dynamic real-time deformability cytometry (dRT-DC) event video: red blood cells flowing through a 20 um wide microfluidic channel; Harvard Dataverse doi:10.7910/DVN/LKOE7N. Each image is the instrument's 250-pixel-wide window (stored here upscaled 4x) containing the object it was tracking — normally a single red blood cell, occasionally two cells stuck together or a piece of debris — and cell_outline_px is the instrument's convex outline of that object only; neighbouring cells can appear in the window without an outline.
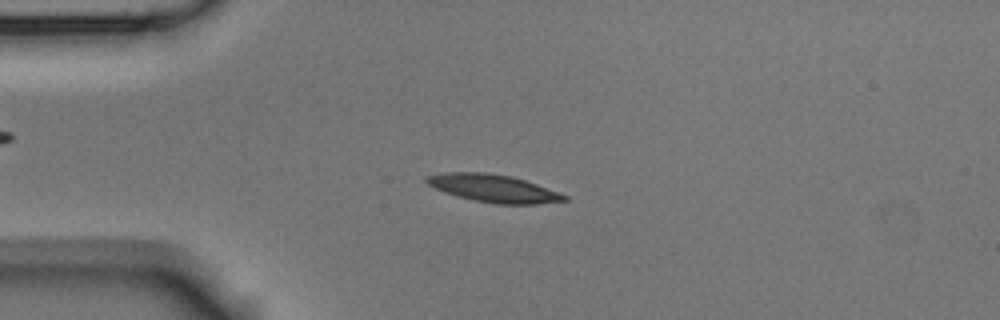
{"species": "Egyptian fruit bat (a non-hibernating species)", "species_latin": "Rousettus aegyptiacus", "temperature_condition": "room temperature", "stored_images_in_passage": 6, "camera_frame_rate_fps": 3000, "um_per_image_px": 0.085, "animal": {"sex": "male"}, "frame": {"image": 1, "passage_image": 1, "time_ms": 0.0, "image_size_px": [1000, 320], "cell_outline_px": [[568, 200], [536, 204], [496, 204], [472, 200], [456, 196], [436, 188], [428, 184], [424, 180], [424, 176], [444, 172], [488, 172], [512, 176], [536, 184], [568, 196]], "centroid_in_image_um": [41.91, 16.0], "position_along_channel_um": 43.1, "area_um2": 22.2}}
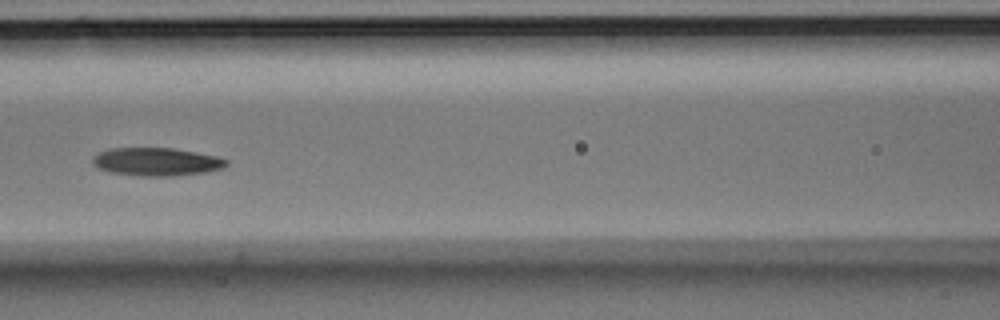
{"frame": {"image": 2, "passage_image": 4, "time_ms": 3.667, "image_size_px": [1000, 320], "cell_outline_px": [[228, 164], [224, 168], [204, 172], [176, 176], [140, 176], [112, 172], [100, 168], [92, 164], [92, 156], [100, 152], [112, 148], [172, 148], [196, 152], [216, 156], [228, 160]], "centroid_in_image_um": [13.32, 13.75], "position_along_channel_um": 153.3, "area_um2": 21.85}}
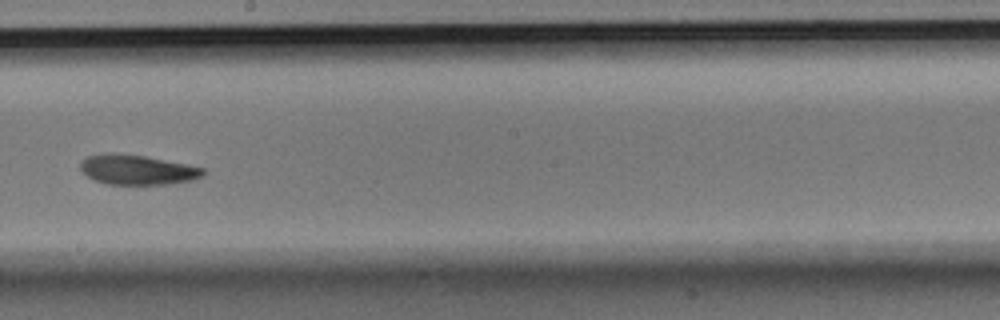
{"frame": {"image": 3, "passage_image": 6, "time_ms": 6.0, "image_size_px": [1000, 320], "cell_outline_px": [[204, 172], [200, 176], [192, 180], [168, 184], [104, 184], [88, 176], [80, 168], [80, 160], [88, 156], [108, 152], [116, 152], [144, 156], [204, 168]], "centroid_in_image_um": [11.61, 14.42], "position_along_channel_um": 236.6, "area_um2": 21.15}}